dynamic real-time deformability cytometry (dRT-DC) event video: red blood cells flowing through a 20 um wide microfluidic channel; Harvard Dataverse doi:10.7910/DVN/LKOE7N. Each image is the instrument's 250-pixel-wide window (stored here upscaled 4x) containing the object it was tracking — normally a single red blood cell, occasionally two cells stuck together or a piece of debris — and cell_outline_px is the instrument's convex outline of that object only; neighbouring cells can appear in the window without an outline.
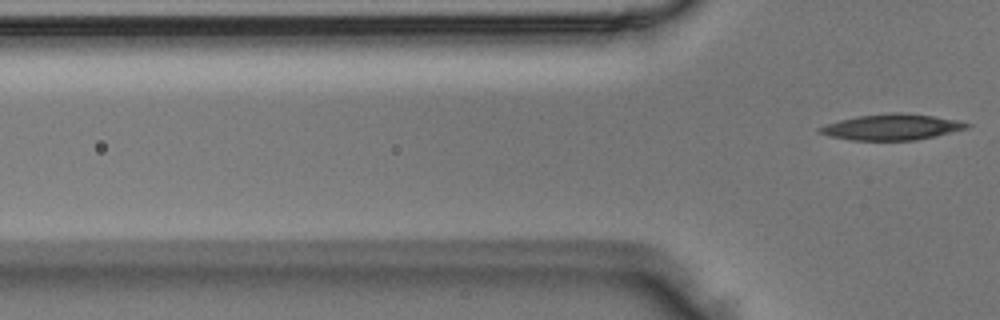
{"species": "Egyptian fruit bat (a non-hibernating species)", "species_latin": "Rousettus aegyptiacus", "temperature_condition": "room temperature", "stored_images_in_passage": 7, "segment_of_instrument_passage": [2, 2], "camera_frame_rate_fps": 3000, "um_per_image_px": 0.085, "animal": {"sex": "male"}, "frame": {"image": 1, "passage_image": 7, "time_ms": 2.0, "image_size_px": [1000, 320], "cell_outline_px": [[972, 124], [968, 128], [916, 140], [852, 140], [832, 136], [820, 132], [816, 128], [840, 120], [856, 116], [888, 112], [900, 112], [932, 116], [960, 120]], "centroid_in_image_um": [75.84, 10.78], "position_along_channel_um": 50.0, "area_um2": 22.02}}